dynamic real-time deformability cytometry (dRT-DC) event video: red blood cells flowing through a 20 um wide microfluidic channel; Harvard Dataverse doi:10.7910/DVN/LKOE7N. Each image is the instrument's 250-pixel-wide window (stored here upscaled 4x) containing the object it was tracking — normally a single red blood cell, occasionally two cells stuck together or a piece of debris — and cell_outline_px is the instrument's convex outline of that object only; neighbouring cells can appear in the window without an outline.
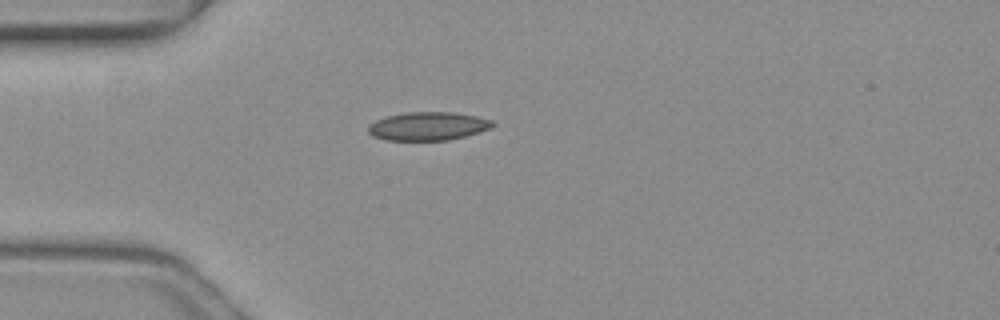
{"species": "common noctule bat (a hibernating species)", "species_latin": "Nyctalus noctula", "temperature_condition": "warm", "stored_images_in_passage": 37, "camera_frame_rate_fps": 3000, "um_per_image_px": 0.085, "animal": {"sex": "female", "body_mass_g": 19.3, "forearm_length_mm": 54.1}, "frame": {"image": 1, "passage_image": 1, "time_ms": 0.0, "image_size_px": [1000, 320], "cell_outline_px": [[496, 124], [492, 128], [464, 136], [448, 140], [384, 140], [372, 136], [368, 132], [368, 124], [376, 120], [388, 116], [404, 112], [452, 112], [476, 116], [492, 120]], "centroid_in_image_um": [36.37, 10.72], "position_along_channel_um": 48.6, "area_um2": 20.63}}
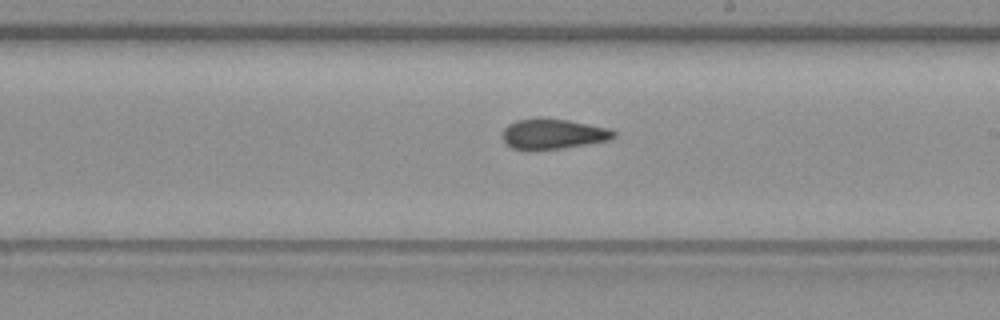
{"frame": {"image": 2, "passage_image": 16, "time_ms": 5.0, "image_size_px": [1000, 320], "cell_outline_px": [[616, 136], [608, 140], [560, 148], [524, 152], [512, 148], [504, 140], [504, 128], [508, 124], [516, 120], [568, 120], [608, 128], [616, 132]], "centroid_in_image_um": [46.99, 11.43], "position_along_channel_um": 242.0, "area_um2": 19.13}}
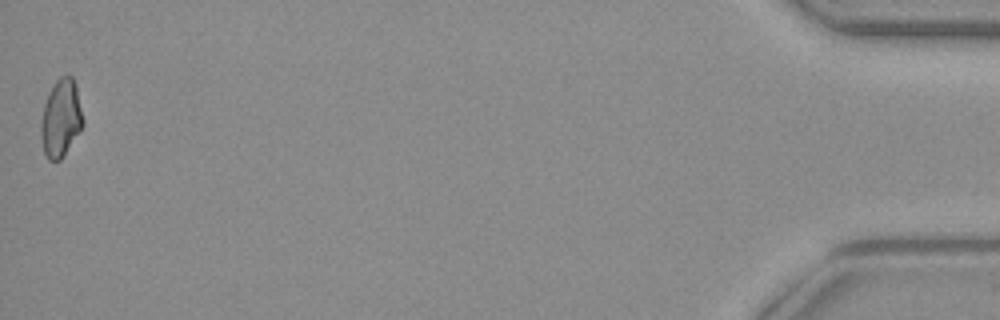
{"frame": {"image": 3, "passage_image": 37, "time_ms": 12.0, "image_size_px": [1000, 320], "cell_outline_px": [[84, 124], [60, 160], [48, 160], [44, 152], [40, 136], [40, 124], [44, 104], [56, 80], [60, 76], [72, 76], [76, 84], [84, 120]], "centroid_in_image_um": [5.17, 10.05], "position_along_channel_um": 430.0, "area_um2": 18.84}, "authors_computed_cell_mechanics": {"area_um2": 19.363, "velocity_mm_per_s": 4.1317, "shape_relaxation_time_tau1_ms": null, "shape_relaxation_time_tau2_ms": 3.2715, "deformation_change_tau1": null, "deformation_change_tau2": 0.0973}}